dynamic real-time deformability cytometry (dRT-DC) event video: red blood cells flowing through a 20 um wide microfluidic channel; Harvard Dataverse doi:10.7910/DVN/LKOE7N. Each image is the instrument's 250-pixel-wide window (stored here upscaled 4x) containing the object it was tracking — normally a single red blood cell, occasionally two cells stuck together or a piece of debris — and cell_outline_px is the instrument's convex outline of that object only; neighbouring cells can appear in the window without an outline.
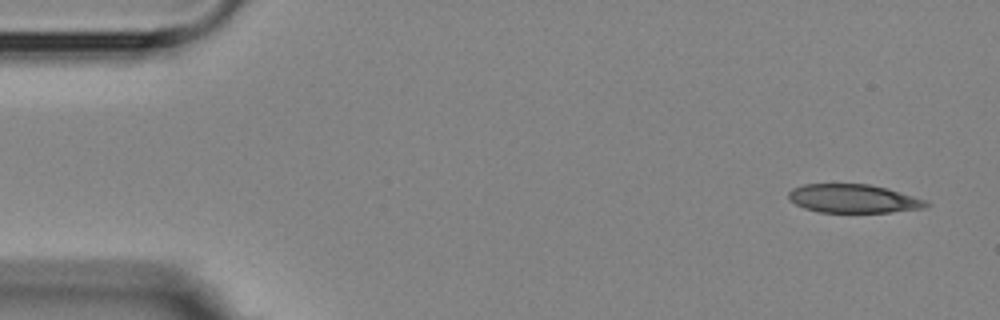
{"species": "Egyptian fruit bat (a non-hibernating species)", "species_latin": "Rousettus aegyptiacus", "temperature_condition": "room temperature", "stored_images_in_passage": 9, "camera_frame_rate_fps": 3000, "um_per_image_px": 0.085, "animal": {"sex": "female"}, "frame": {"image": 1, "passage_image": 1, "time_ms": 0.0, "image_size_px": [1000, 320], "cell_outline_px": [[932, 204], [924, 208], [888, 212], [820, 212], [804, 208], [796, 204], [788, 196], [788, 192], [792, 188], [804, 184], [868, 184], [888, 188], [928, 200]], "centroid_in_image_um": [72.58, 16.87], "position_along_channel_um": 12.4, "area_um2": 22.95}}
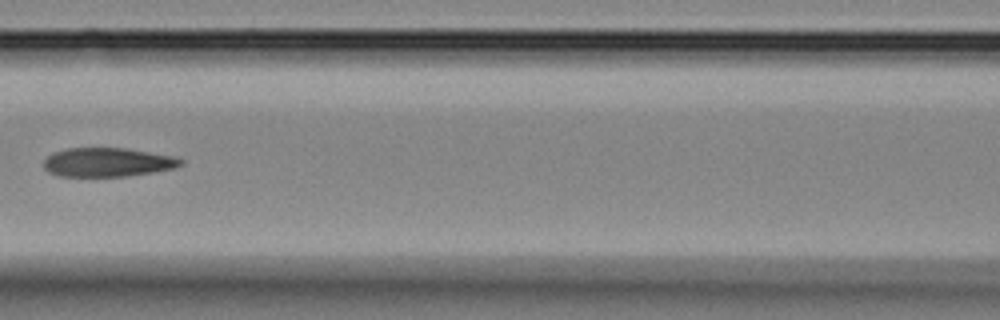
{"frame": {"image": 2, "passage_image": 6, "time_ms": 7.0, "image_size_px": [1000, 320], "cell_outline_px": [[184, 164], [176, 168], [128, 176], [60, 176], [48, 172], [44, 168], [44, 160], [52, 152], [68, 148], [128, 148], [176, 156], [184, 160]], "centroid_in_image_um": [9.19, 13.78], "position_along_channel_um": 157.4, "area_um2": 23.35}}
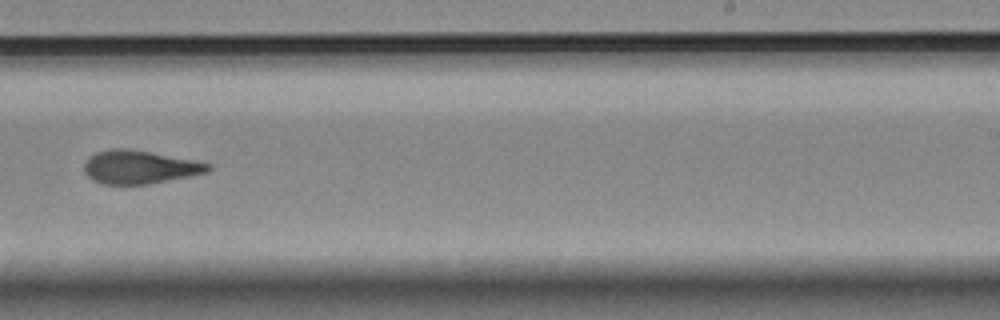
{"frame": {"image": 3, "passage_image": 9, "time_ms": 10.333, "image_size_px": [1000, 320], "cell_outline_px": [[212, 168], [208, 172], [192, 176], [148, 184], [104, 184], [92, 180], [84, 172], [84, 164], [88, 156], [96, 152], [112, 148], [124, 148], [148, 152], [192, 160], [212, 164]], "centroid_in_image_um": [11.85, 14.21], "position_along_channel_um": 277.2, "area_um2": 23.99}}